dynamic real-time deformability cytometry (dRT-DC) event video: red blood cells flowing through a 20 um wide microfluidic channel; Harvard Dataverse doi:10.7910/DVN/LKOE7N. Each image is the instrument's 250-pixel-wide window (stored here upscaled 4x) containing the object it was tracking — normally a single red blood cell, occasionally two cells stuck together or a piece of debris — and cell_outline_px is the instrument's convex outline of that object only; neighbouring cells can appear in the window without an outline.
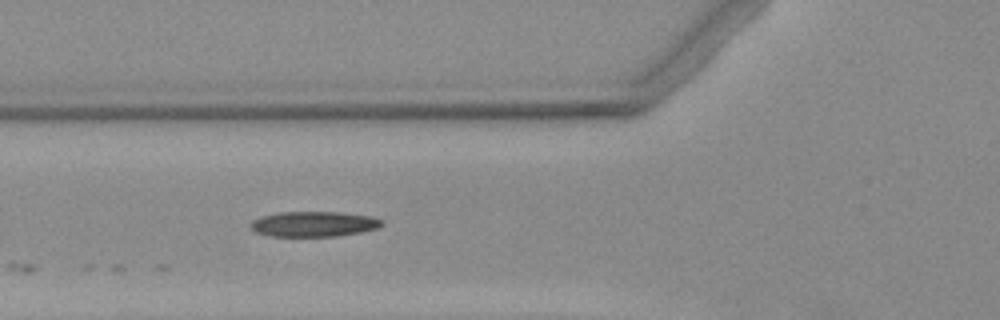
{"species": "Egyptian fruit bat (a non-hibernating species)", "species_latin": "Rousettus aegyptiacus", "temperature_condition": "warm", "stored_images_in_passage": 2, "camera_frame_rate_fps": 3000, "um_per_image_px": 0.085, "animal": {"sex": "female"}, "frame": {"image": 1, "passage_image": 2, "time_ms": 1.0, "image_size_px": [1000, 320], "cell_outline_px": [[384, 224], [380, 228], [360, 232], [336, 236], [268, 236], [256, 232], [252, 228], [252, 220], [264, 216], [280, 212], [340, 212], [372, 216], [384, 220]], "centroid_in_image_um": [26.75, 19.04], "position_along_channel_um": 99.1, "area_um2": 19.31}}